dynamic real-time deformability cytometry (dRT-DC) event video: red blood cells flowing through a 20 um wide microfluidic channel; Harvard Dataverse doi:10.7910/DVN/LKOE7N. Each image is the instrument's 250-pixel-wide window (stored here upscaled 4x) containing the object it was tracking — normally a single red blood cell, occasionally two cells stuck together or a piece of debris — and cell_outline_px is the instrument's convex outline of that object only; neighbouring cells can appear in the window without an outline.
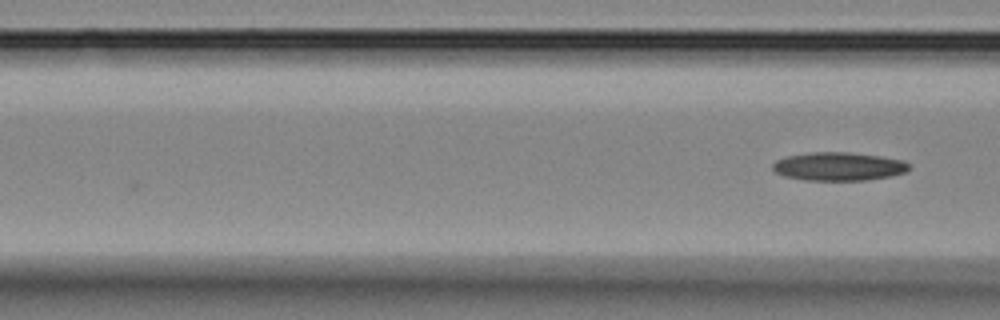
{"species": "Egyptian fruit bat (a non-hibernating species)", "species_latin": "Rousettus aegyptiacus", "temperature_condition": "room temperature", "stored_images_in_passage": 4, "camera_frame_rate_fps": 3000, "um_per_image_px": 0.085, "animal": {"sex": "female"}, "frame": {"image": 1, "passage_image": 4, "time_ms": 3.333, "image_size_px": [1000, 320], "cell_outline_px": [[908, 172], [892, 176], [864, 180], [804, 180], [784, 176], [776, 172], [772, 168], [772, 164], [776, 160], [784, 156], [812, 152], [848, 152], [880, 156], [904, 160], [908, 164]], "centroid_in_image_um": [71.27, 14.14], "position_along_channel_um": 95.3, "area_um2": 22.66}}